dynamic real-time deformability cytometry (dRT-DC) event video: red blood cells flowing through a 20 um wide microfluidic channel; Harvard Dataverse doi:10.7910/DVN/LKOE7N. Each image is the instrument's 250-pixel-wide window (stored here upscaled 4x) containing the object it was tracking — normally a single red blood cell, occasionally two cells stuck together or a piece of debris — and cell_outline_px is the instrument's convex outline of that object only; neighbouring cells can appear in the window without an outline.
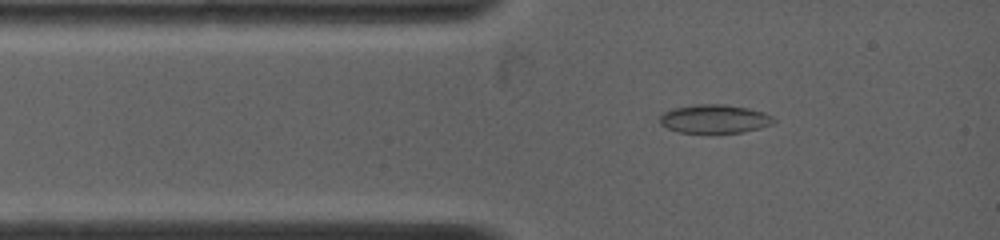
{"species": "common noctule bat (a hibernating species)", "species_latin": "Nyctalus noctula", "temperature_condition": "warm", "stored_images_in_passage": 42, "camera_frame_rate_fps": 4500, "um_per_image_px": 0.085, "animal": {"sex": "female", "body_mass_g": 19.0, "forearm_length_mm": 53.3}, "frame": {"image": 1, "passage_image": 4, "time_ms": 1.111, "image_size_px": [1000, 240], "cell_outline_px": [[776, 120], [772, 124], [760, 128], [740, 132], [680, 132], [668, 128], [660, 124], [660, 116], [664, 112], [672, 108], [696, 104], [724, 104], [748, 108], [764, 112], [772, 116]], "centroid_in_image_um": [60.74, 10.09], "position_along_channel_um": 24.3, "area_um2": 18.84}}
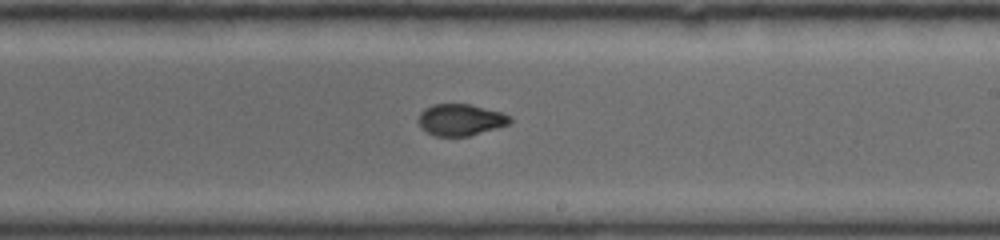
{"frame": {"image": 2, "passage_image": 20, "time_ms": 7.111, "image_size_px": [1000, 240], "cell_outline_px": [[512, 120], [508, 124], [468, 136], [436, 136], [428, 132], [420, 124], [420, 112], [424, 108], [432, 104], [468, 104], [500, 112], [508, 116]], "centroid_in_image_um": [39.13, 10.17], "position_along_channel_um": 249.9, "area_um2": 16.36}}
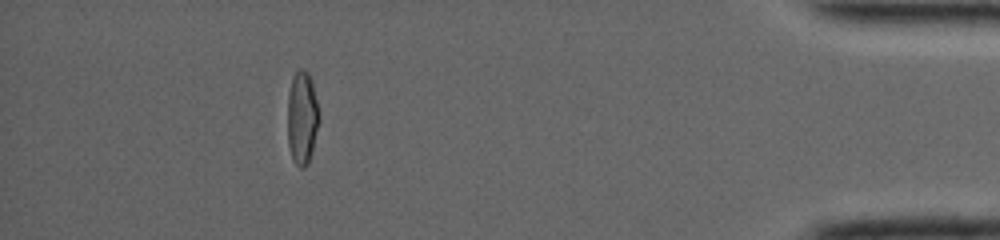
{"frame": {"image": 3, "passage_image": 36, "time_ms": 12.889, "image_size_px": [1000, 240], "cell_outline_px": [[320, 120], [308, 164], [304, 168], [300, 168], [292, 160], [288, 144], [288, 92], [292, 76], [300, 68], [308, 72], [312, 80]], "centroid_in_image_um": [25.67, 10.01], "position_along_channel_um": 409.5, "area_um2": 17.22}}